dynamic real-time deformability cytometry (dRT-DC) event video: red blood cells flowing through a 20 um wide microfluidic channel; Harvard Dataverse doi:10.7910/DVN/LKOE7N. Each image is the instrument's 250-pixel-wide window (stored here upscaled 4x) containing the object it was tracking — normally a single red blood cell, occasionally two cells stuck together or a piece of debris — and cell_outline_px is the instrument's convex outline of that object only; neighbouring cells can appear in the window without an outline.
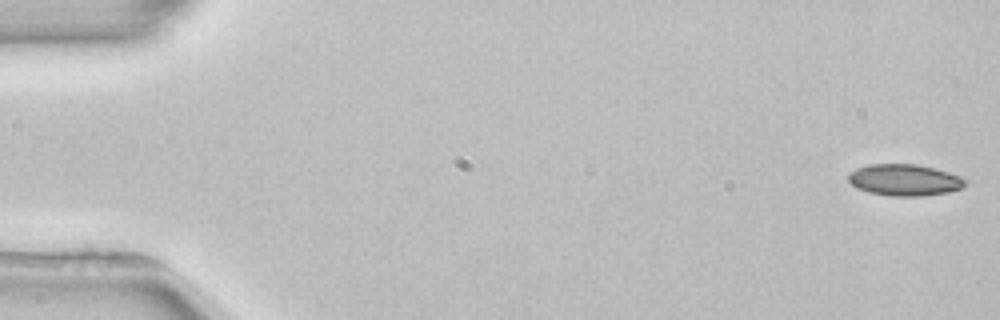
{"species": "common noctule bat (a hibernating species)", "species_latin": "Nyctalus noctula", "temperature_condition": "room temperature", "stored_images_in_passage": 4, "camera_frame_rate_fps": 3000, "um_per_image_px": 0.085, "animal": {"sex": "female", "body_mass_g": 22.7, "forearm_length_mm": 54.2}, "frame": {"image": 1, "passage_image": 1, "time_ms": 0.0, "image_size_px": [1000, 320], "cell_outline_px": [[968, 180], [960, 188], [948, 192], [924, 196], [892, 196], [868, 192], [856, 188], [848, 180], [848, 172], [856, 168], [868, 164], [916, 164], [948, 172], [960, 176]], "centroid_in_image_um": [76.84, 15.3], "position_along_channel_um": 8.2, "area_um2": 21.5}}
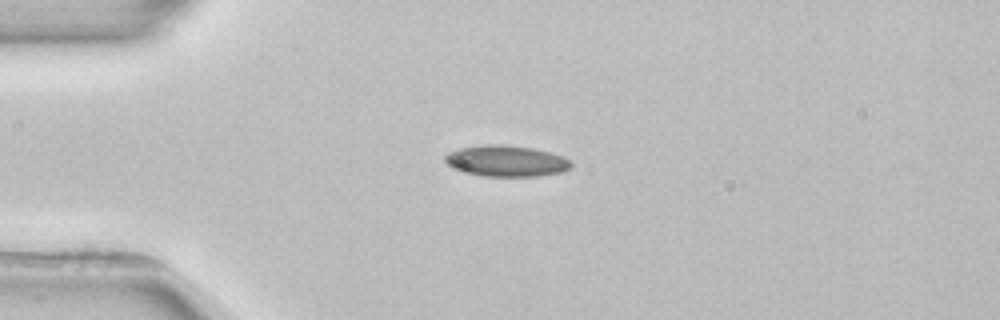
{"frame": {"image": 2, "passage_image": 3, "time_ms": 4.0, "image_size_px": [1000, 320], "cell_outline_px": [[572, 168], [564, 172], [536, 176], [484, 176], [460, 172], [452, 168], [444, 160], [444, 156], [448, 152], [460, 148], [484, 144], [504, 144], [532, 148], [564, 156], [572, 164]], "centroid_in_image_um": [43.01, 13.68], "position_along_channel_um": 42.0, "area_um2": 23.12}}